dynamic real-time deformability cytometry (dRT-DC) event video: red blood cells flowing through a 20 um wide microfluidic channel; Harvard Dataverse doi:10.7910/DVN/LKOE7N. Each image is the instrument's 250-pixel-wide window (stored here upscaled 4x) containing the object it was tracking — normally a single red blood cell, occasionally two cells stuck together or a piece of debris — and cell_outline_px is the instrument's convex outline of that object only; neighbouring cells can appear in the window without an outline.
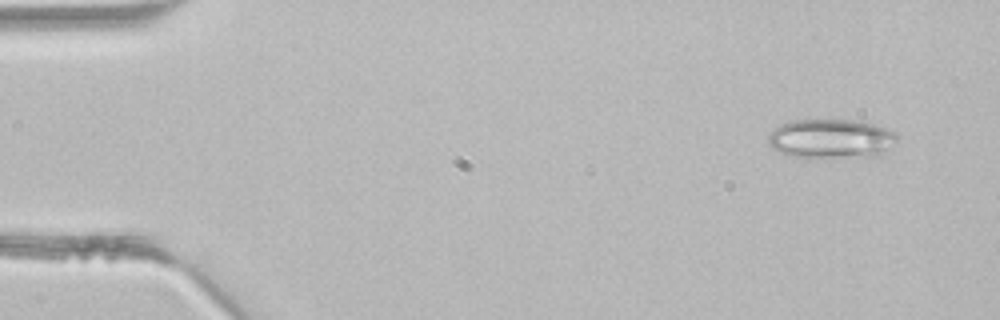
{"species": "common noctule bat (a hibernating species)", "species_latin": "Nyctalus noctula", "temperature_condition": "room temperature", "stored_images_in_passage": 4, "camera_frame_rate_fps": 3000, "um_per_image_px": 0.085, "animal": {"sex": "male", "body_mass_g": 21.5, "forearm_length_mm": 52.0}, "frame": {"image": 1, "passage_image": 1, "time_ms": 0.0, "image_size_px": [1000, 320], "cell_outline_px": [[896, 140], [880, 156], [792, 156], [780, 152], [772, 148], [768, 144], [768, 136], [772, 128], [780, 124], [792, 120], [852, 120], [872, 124], [884, 128], [892, 132], [896, 136]], "centroid_in_image_um": [70.57, 11.77], "position_along_channel_um": 14.4, "area_um2": 28.9}}